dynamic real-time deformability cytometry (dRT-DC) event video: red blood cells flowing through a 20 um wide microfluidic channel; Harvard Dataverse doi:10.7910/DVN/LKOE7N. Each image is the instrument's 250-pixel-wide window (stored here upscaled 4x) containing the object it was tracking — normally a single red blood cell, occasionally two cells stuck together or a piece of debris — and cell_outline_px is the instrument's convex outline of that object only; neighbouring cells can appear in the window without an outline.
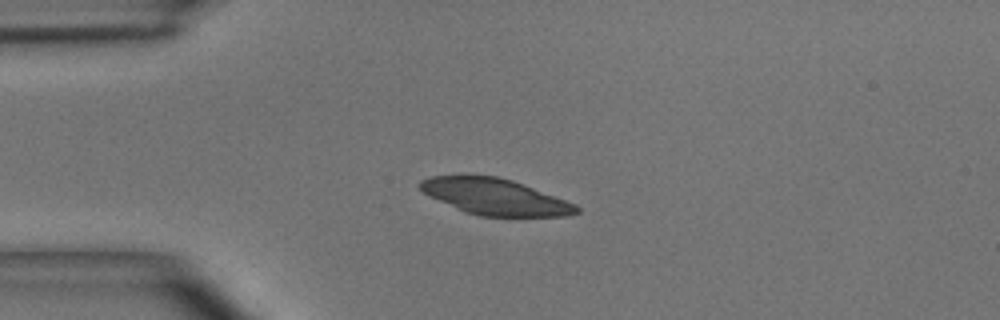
{"species": "common noctule bat (a hibernating species)", "species_latin": "Nyctalus noctula", "temperature_condition": "room temperature", "stored_images_in_passage": 48, "camera_frame_rate_fps": 3000, "um_per_image_px": 0.085, "animal": {"sex": "male", "body_mass_g": 15.6}, "frame": {"image": 1, "passage_image": 11, "time_ms": 3.333, "image_size_px": [1000, 320], "cell_outline_px": [[580, 212], [568, 216], [480, 216], [464, 212], [428, 196], [420, 188], [420, 180], [432, 176], [496, 176], [512, 180], [576, 204], [580, 208]], "centroid_in_image_um": [42.08, 16.74], "position_along_channel_um": 42.9, "area_um2": 32.66}}